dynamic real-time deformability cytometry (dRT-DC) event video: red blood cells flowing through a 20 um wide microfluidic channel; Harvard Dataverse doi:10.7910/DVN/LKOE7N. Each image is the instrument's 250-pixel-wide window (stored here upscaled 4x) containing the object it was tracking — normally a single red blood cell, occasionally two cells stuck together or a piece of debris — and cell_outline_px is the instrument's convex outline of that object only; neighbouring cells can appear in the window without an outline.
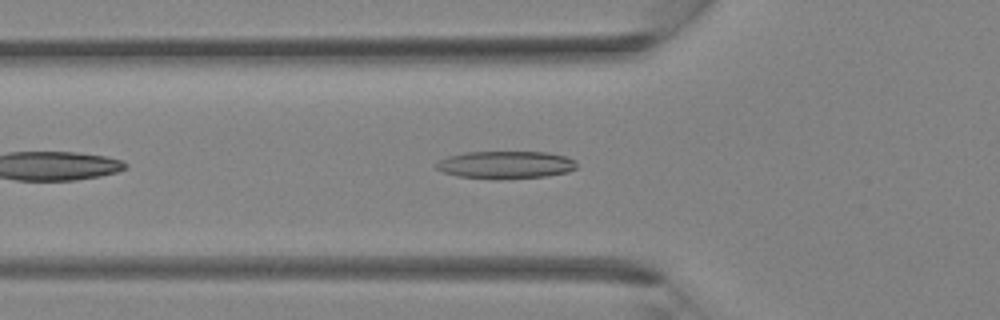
{"species": "Egyptian fruit bat (a non-hibernating species)", "species_latin": "Rousettus aegyptiacus", "temperature_condition": "room temperature", "stored_images_in_passage": 27, "camera_frame_rate_fps": 3000, "um_per_image_px": 0.085, "animal": {"sex": "female"}, "frame": {"image": 1, "passage_image": 4, "time_ms": 1.0, "image_size_px": [1000, 320], "cell_outline_px": [[576, 168], [568, 172], [548, 176], [496, 180], [456, 176], [444, 172], [436, 168], [436, 164], [440, 160], [448, 156], [464, 152], [548, 152], [564, 156], [572, 160], [576, 164]], "centroid_in_image_um": [42.96, 14.02], "position_along_channel_um": 82.8, "area_um2": 22.72}}
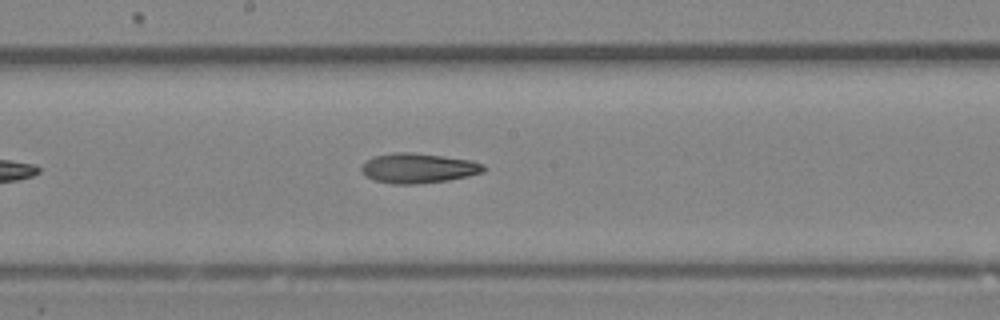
{"frame": {"image": 2, "passage_image": 11, "time_ms": 3.333, "image_size_px": [1000, 320], "cell_outline_px": [[488, 168], [484, 172], [468, 176], [448, 180], [416, 184], [392, 184], [372, 180], [364, 176], [360, 172], [360, 168], [364, 160], [372, 156], [396, 152], [412, 152], [472, 160], [484, 164]], "centroid_in_image_um": [35.51, 14.29], "position_along_channel_um": 212.7, "area_um2": 21.73}}
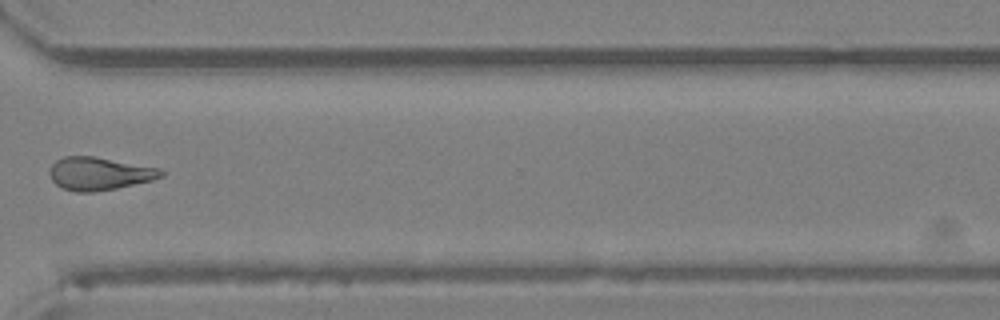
{"frame": {"image": 3, "passage_image": 19, "time_ms": 6.0, "image_size_px": [1000, 320], "cell_outline_px": [[164, 176], [152, 180], [116, 188], [96, 192], [76, 192], [60, 188], [52, 180], [48, 172], [52, 164], [56, 160], [64, 156], [92, 156], [160, 168], [164, 172]], "centroid_in_image_um": [8.41, 14.76], "position_along_channel_um": 362.2, "area_um2": 21.44}}